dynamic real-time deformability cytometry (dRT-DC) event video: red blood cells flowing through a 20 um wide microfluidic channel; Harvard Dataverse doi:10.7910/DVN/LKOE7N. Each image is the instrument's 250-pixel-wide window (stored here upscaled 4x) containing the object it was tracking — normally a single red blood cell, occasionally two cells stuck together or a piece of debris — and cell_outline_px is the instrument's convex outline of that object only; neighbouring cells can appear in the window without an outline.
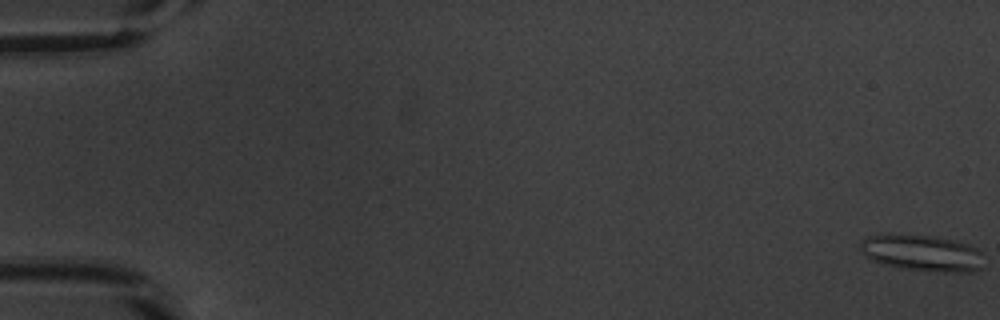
{"species": "common noctule bat (a hibernating species)", "species_latin": "Nyctalus noctula", "temperature_condition": "warm", "stored_images_in_passage": 54, "camera_frame_rate_fps": 3000, "um_per_image_px": 0.085, "animal": {"sex": "male", "body_mass_g": 20.1, "forearm_length_mm": 53.5}, "frame": {"image": 1, "passage_image": 1, "time_ms": 0.0, "image_size_px": [1000, 320], "cell_outline_px": [[984, 268], [972, 272], [936, 272], [900, 268], [884, 264], [872, 260], [864, 256], [860, 252], [860, 240], [864, 236], [936, 236], [956, 240], [968, 244], [984, 252]], "centroid_in_image_um": [78.46, 21.54], "position_along_channel_um": 6.5, "area_um2": 26.41}}
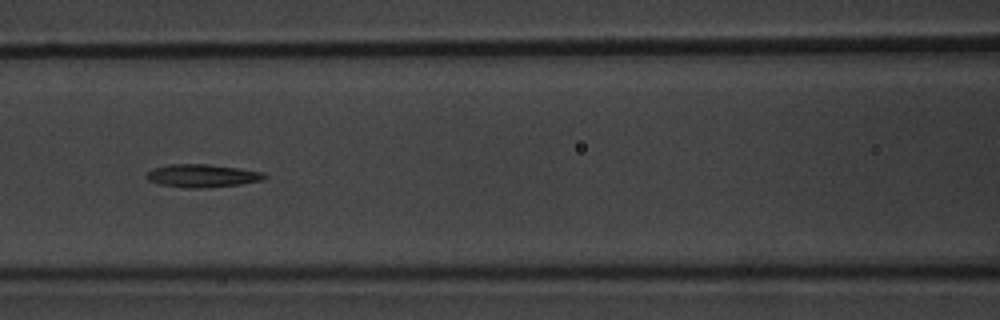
{"frame": {"image": 2, "passage_image": 25, "time_ms": 8.0, "image_size_px": [1000, 320], "cell_outline_px": [[268, 176], [264, 180], [240, 184], [204, 188], [188, 188], [160, 184], [148, 180], [144, 176], [152, 168], [168, 164], [208, 164], [240, 168], [264, 172]], "centroid_in_image_um": [17.2, 14.93], "position_along_channel_um": 149.4, "area_um2": 15.95}}
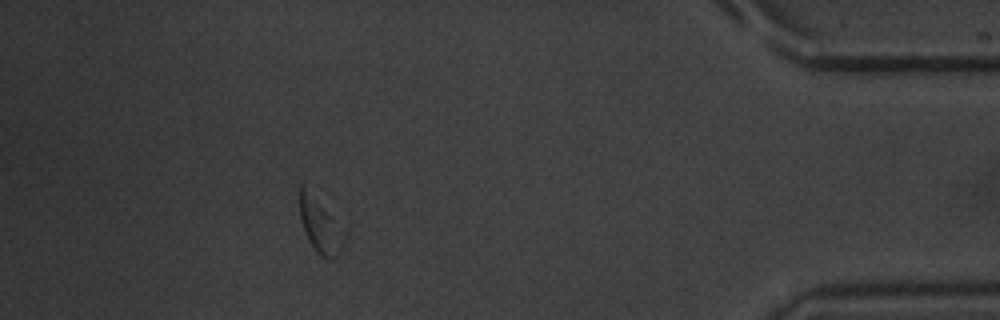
{"frame": {"image": 3, "passage_image": 49, "time_ms": 16.0, "image_size_px": [1000, 320], "cell_outline_px": [[340, 252], [332, 260], [328, 260], [320, 256], [316, 252], [308, 240], [300, 220], [300, 184], [328, 216], [340, 248]], "centroid_in_image_um": [27.01, 19.32], "position_along_channel_um": 408.2, "area_um2": 11.5}, "authors_computed_cell_mechanics": {"area_um2": 15.6638, "velocity_mm_per_s": 3.8163, "shape_relaxation_time_tau1_ms": null, "shape_relaxation_time_tau2_ms": 8.1869, "deformation_change_tau1": null, "deformation_change_tau2": 0.191}}